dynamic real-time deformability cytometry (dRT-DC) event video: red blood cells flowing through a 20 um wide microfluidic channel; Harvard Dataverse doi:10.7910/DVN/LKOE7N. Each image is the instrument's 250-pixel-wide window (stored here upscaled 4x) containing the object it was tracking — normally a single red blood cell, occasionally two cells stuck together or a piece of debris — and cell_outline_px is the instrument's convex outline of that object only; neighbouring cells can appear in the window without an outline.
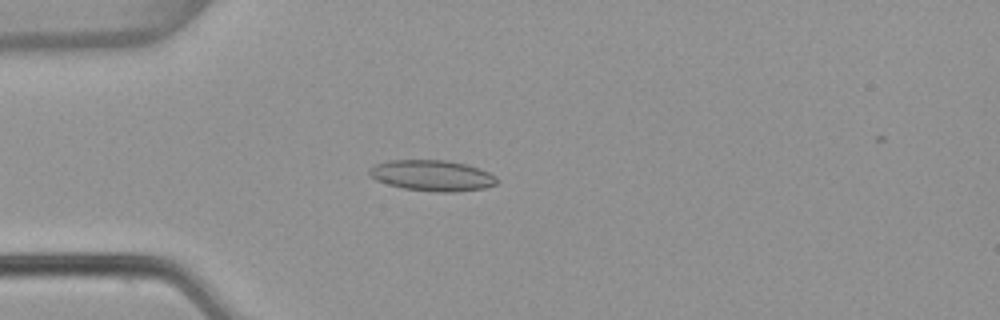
{"species": "common noctule bat (a hibernating species)", "species_latin": "Nyctalus noctula", "temperature_condition": "warm", "stored_images_in_passage": 40, "camera_frame_rate_fps": 3000, "um_per_image_px": 0.085, "animal": {"sex": "female", "body_mass_g": 22.7, "forearm_length_mm": 54.2}, "frame": {"image": 1, "passage_image": 2, "time_ms": 0.333, "image_size_px": [1000, 320], "cell_outline_px": [[500, 180], [496, 184], [484, 188], [452, 192], [436, 192], [404, 188], [388, 184], [376, 180], [368, 172], [372, 164], [388, 160], [448, 160], [480, 168], [496, 176]], "centroid_in_image_um": [36.74, 14.91], "position_along_channel_um": 48.3, "area_um2": 23.0}}
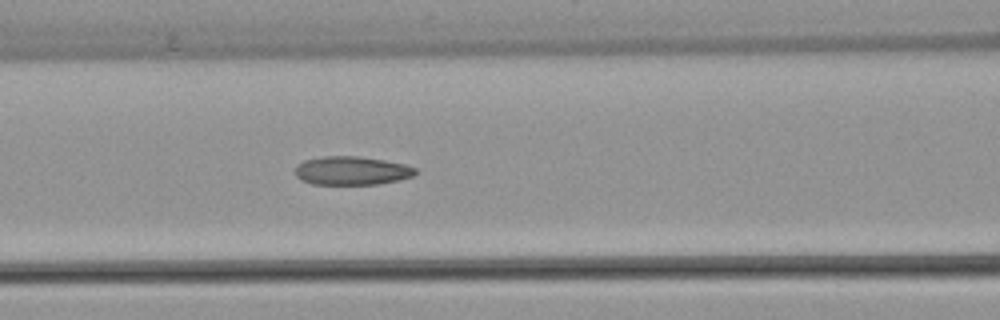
{"frame": {"image": 2, "passage_image": 10, "time_ms": 3.0, "image_size_px": [1000, 320], "cell_outline_px": [[416, 172], [412, 176], [400, 180], [380, 184], [312, 184], [300, 180], [296, 176], [296, 164], [304, 160], [324, 156], [356, 156], [384, 160], [404, 164], [416, 168]], "centroid_in_image_um": [29.88, 14.51], "position_along_channel_um": 136.7, "area_um2": 20.06}}
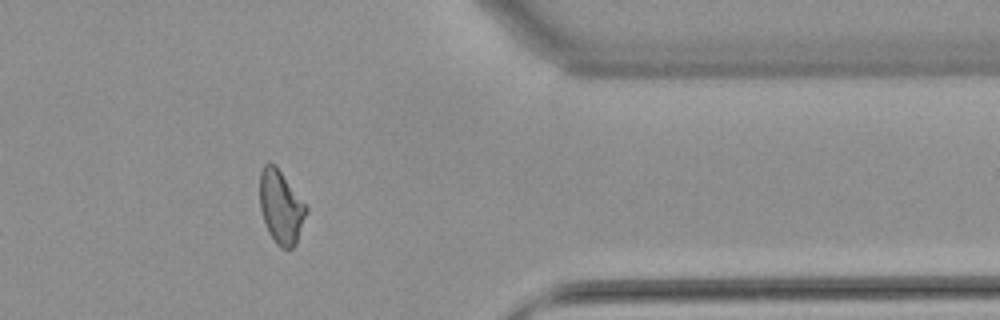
{"frame": {"image": 3, "passage_image": 31, "time_ms": 10.0, "image_size_px": [1000, 320], "cell_outline_px": [[308, 212], [296, 244], [292, 248], [280, 248], [276, 244], [268, 232], [260, 208], [260, 172], [264, 164], [276, 164], [308, 208]], "centroid_in_image_um": [23.89, 17.6], "position_along_channel_um": 387.5, "area_um2": 19.88}}